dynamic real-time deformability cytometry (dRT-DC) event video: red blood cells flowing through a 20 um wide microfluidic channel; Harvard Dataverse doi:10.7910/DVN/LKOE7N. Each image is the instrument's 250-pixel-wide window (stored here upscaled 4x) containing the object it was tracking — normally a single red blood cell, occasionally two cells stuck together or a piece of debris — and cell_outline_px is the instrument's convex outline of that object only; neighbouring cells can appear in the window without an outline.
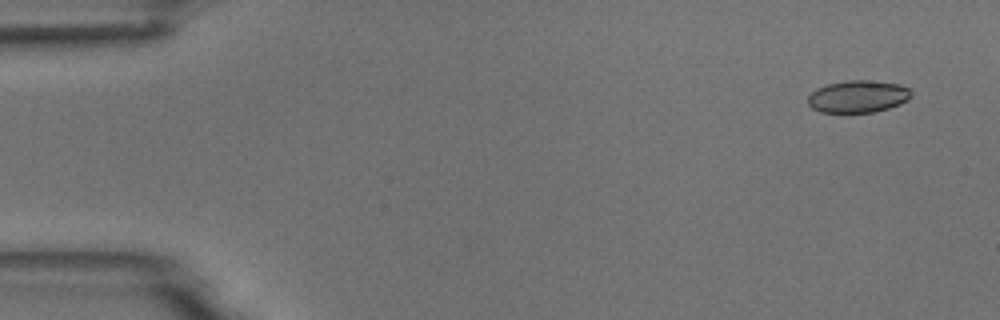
{"species": "common noctule bat (a hibernating species)", "species_latin": "Nyctalus noctula", "temperature_condition": "room temperature", "stored_images_in_passage": 8, "camera_frame_rate_fps": 3000, "um_per_image_px": 0.085, "animal": {"sex": "male", "body_mass_g": 18.8}, "frame": {"image": 1, "passage_image": 1, "time_ms": 0.0, "image_size_px": [1000, 320], "cell_outline_px": [[912, 96], [908, 100], [900, 104], [876, 112], [820, 112], [812, 108], [808, 104], [808, 96], [816, 88], [828, 84], [844, 80], [868, 80], [900, 84], [908, 88], [912, 92]], "centroid_in_image_um": [72.94, 8.2], "position_along_channel_um": 12.1, "area_um2": 19.54}}
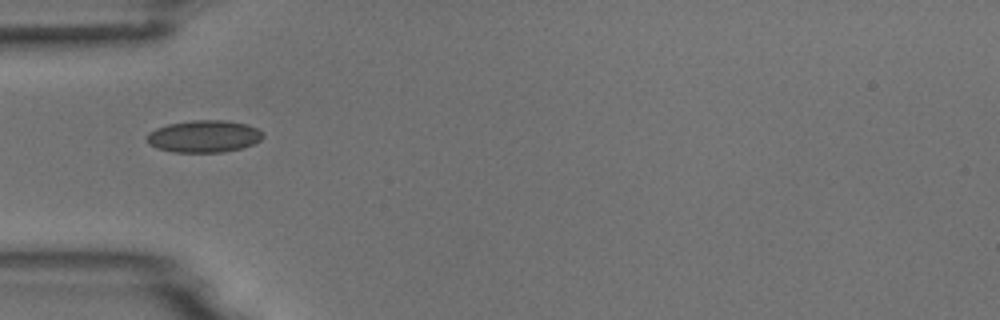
{"frame": {"image": 2, "passage_image": 4, "time_ms": 1.0, "image_size_px": [1000, 320], "cell_outline_px": [[264, 136], [260, 140], [252, 144], [240, 148], [224, 152], [172, 152], [156, 148], [148, 144], [144, 136], [148, 132], [156, 128], [168, 124], [192, 120], [228, 120], [248, 124], [264, 132]], "centroid_in_image_um": [17.3, 11.58], "position_along_channel_um": 67.7, "area_um2": 22.02}}
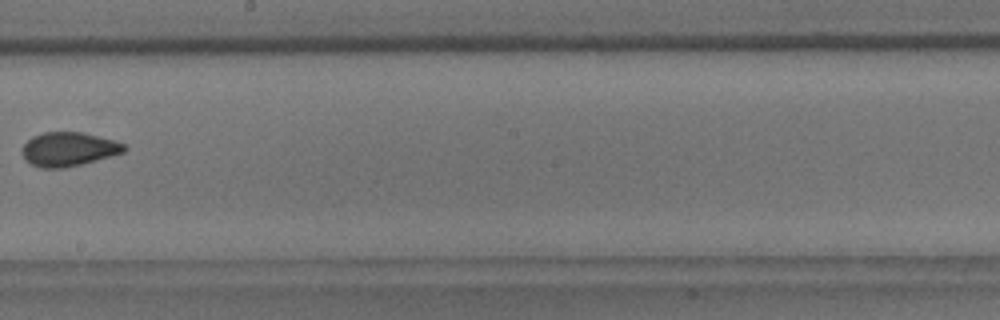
{"frame": {"image": 3, "passage_image": 8, "time_ms": 2.333, "image_size_px": [1000, 320], "cell_outline_px": [[128, 148], [124, 152], [96, 160], [64, 168], [40, 168], [24, 160], [20, 152], [24, 144], [32, 136], [44, 132], [84, 132], [112, 140], [124, 144]], "centroid_in_image_um": [5.78, 12.68], "position_along_channel_um": 242.4, "area_um2": 20.23}}